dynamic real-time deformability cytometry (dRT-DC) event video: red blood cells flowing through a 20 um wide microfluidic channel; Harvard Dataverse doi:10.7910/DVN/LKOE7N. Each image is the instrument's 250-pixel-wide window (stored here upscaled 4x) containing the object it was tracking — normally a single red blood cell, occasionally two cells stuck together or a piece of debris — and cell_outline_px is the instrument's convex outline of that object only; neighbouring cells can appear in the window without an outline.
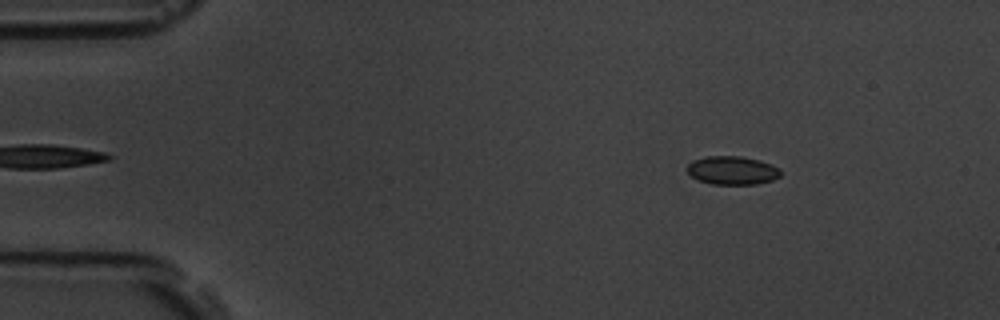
{"species": "common noctule bat (a hibernating species)", "species_latin": "Nyctalus noctula", "temperature_condition": "room temperature", "stored_images_in_passage": 3, "camera_frame_rate_fps": 3000, "um_per_image_px": 0.085, "animal": {"sex": "male", "body_mass_g": 19.5, "forearm_length_mm": 54.6}, "frame": {"image": 1, "passage_image": 1, "time_ms": 0.0, "image_size_px": [1000, 320], "cell_outline_px": [[780, 176], [772, 180], [756, 184], [712, 184], [696, 180], [688, 172], [688, 164], [692, 160], [704, 156], [740, 156], [760, 160], [772, 164], [780, 168]], "centroid_in_image_um": [62.24, 14.47], "position_along_channel_um": 22.8, "area_um2": 15.61}}